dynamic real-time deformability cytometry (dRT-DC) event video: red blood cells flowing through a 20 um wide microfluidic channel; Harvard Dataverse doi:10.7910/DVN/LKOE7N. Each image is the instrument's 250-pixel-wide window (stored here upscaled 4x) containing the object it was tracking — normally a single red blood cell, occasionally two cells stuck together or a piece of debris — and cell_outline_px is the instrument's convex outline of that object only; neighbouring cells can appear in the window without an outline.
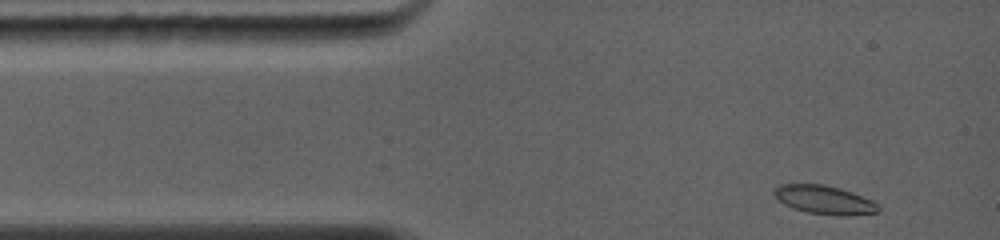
{"species": "common noctule bat (a hibernating species)", "species_latin": "Nyctalus noctula", "temperature_condition": "warm", "stored_images_in_passage": 13, "camera_frame_rate_fps": 5000, "um_per_image_px": 0.085, "animal": {"sex": "female", "body_mass_g": 19.0, "forearm_length_mm": 56.7}, "frame": {"image": 1, "passage_image": 1, "time_ms": 0.0, "image_size_px": [1000, 240], "cell_outline_px": [[880, 212], [848, 216], [836, 216], [808, 212], [792, 208], [784, 204], [772, 192], [780, 184], [824, 184], [840, 188], [852, 192], [872, 200], [880, 208]], "centroid_in_image_um": [70.1, 16.99], "position_along_channel_um": 14.9, "area_um2": 17.4}}
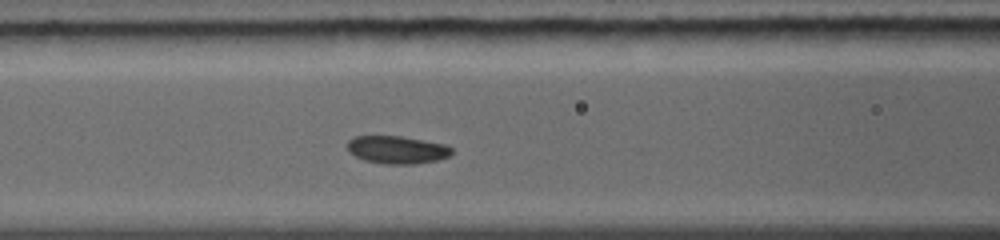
{"frame": {"image": 2, "passage_image": 10, "time_ms": 3.8, "image_size_px": [1000, 240], "cell_outline_px": [[452, 152], [448, 156], [436, 160], [416, 164], [384, 164], [364, 160], [348, 152], [348, 140], [356, 136], [404, 136], [444, 144], [452, 148]], "centroid_in_image_um": [33.74, 12.73], "position_along_channel_um": 132.9, "area_um2": 16.88}}
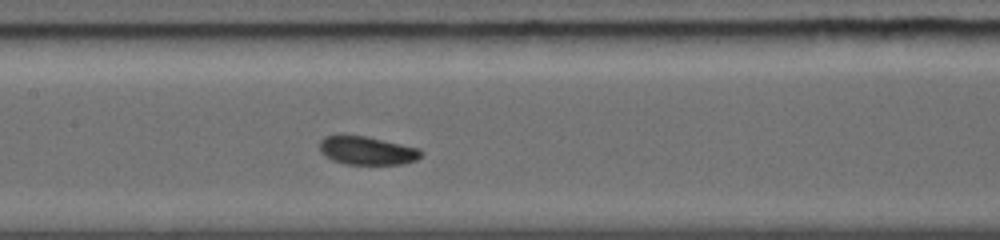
{"frame": {"image": 3, "passage_image": 13, "time_ms": 4.8, "image_size_px": [1000, 240], "cell_outline_px": [[424, 152], [416, 160], [404, 164], [344, 164], [332, 160], [324, 156], [320, 152], [320, 140], [324, 136], [368, 136], [420, 148]], "centroid_in_image_um": [31.22, 12.8], "position_along_channel_um": 176.2, "area_um2": 16.88}}